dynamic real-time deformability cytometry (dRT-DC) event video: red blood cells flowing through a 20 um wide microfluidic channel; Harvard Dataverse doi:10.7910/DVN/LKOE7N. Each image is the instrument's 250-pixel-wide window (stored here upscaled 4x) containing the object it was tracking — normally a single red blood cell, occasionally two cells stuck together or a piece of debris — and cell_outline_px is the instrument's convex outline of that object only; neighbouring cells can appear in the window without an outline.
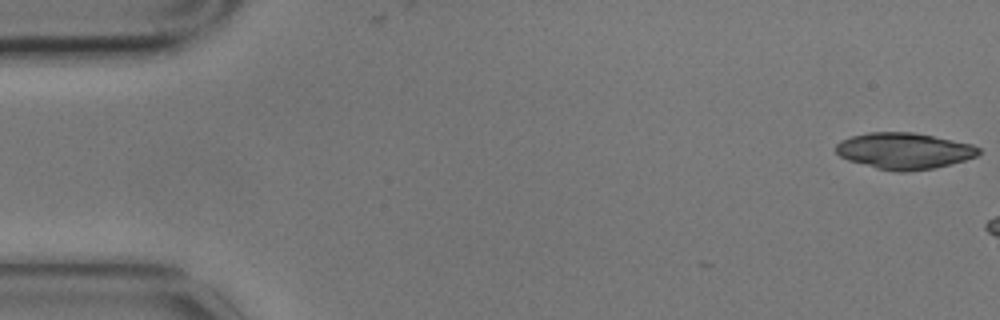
{"species": "common noctule bat (a hibernating species)", "species_latin": "Nyctalus noctula", "temperature_condition": "cold", "stored_images_in_passage": 3, "camera_frame_rate_fps": 3000, "um_per_image_px": 0.085, "animal": {"sex": "male", "body_mass_g": 17.9}, "frame": {"image": 1, "passage_image": 1, "time_ms": 0.0, "image_size_px": [1000, 320], "cell_outline_px": [[980, 152], [976, 156], [964, 160], [932, 168], [904, 172], [896, 172], [876, 168], [848, 160], [840, 156], [836, 152], [836, 144], [840, 140], [852, 136], [868, 132], [912, 132], [972, 144], [980, 148]], "centroid_in_image_um": [76.82, 12.82], "position_along_channel_um": 8.2, "area_um2": 29.94}}